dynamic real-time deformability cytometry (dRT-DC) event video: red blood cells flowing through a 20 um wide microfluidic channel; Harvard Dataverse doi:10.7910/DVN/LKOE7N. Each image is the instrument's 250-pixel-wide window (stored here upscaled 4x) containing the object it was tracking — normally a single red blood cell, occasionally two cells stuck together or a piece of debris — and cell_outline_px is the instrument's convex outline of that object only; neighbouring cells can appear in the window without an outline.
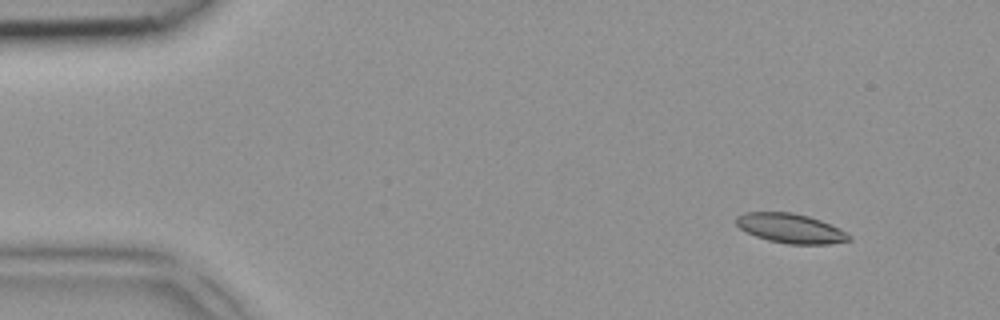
{"species": "common noctule bat (a hibernating species)", "species_latin": "Nyctalus noctula", "temperature_condition": "room temperature", "stored_images_in_passage": 3, "camera_frame_rate_fps": 3000, "um_per_image_px": 0.085, "animal": {"sex": "female", "body_mass_g": 18.4}, "frame": {"image": 1, "passage_image": 1, "time_ms": 0.0, "image_size_px": [1000, 320], "cell_outline_px": [[852, 240], [828, 244], [788, 244], [768, 240], [756, 236], [740, 228], [736, 224], [736, 216], [744, 212], [792, 212], [808, 216], [820, 220], [852, 236]], "centroid_in_image_um": [67.17, 19.41], "position_along_channel_um": 17.8, "area_um2": 19.19}}